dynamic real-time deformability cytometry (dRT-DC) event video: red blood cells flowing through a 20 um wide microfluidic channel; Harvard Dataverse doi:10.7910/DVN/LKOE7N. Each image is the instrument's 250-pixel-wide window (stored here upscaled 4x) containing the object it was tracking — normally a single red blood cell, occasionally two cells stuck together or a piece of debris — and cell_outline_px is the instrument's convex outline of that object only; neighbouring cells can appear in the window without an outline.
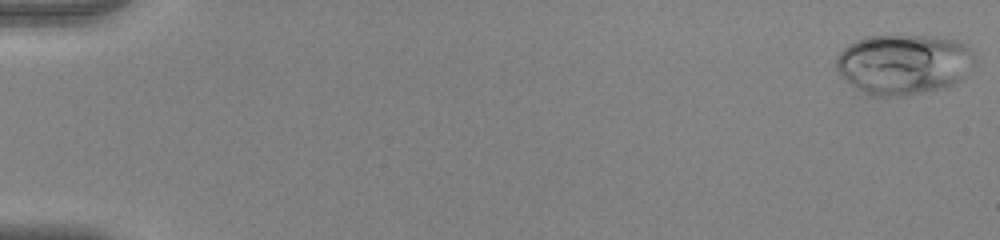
{"species": "human", "species_latin": "Homo sapiens", "temperature_condition": "warm", "stored_images_in_passage": 29, "camera_frame_rate_fps": 3000, "um_per_image_px": 0.085, "donor": {"sex": "female"}, "frame": {"image": 1, "passage_image": 1, "time_ms": 0.0, "image_size_px": [1000, 240], "cell_outline_px": [[976, 64], [960, 80], [944, 88], [908, 96], [868, 96], [844, 80], [836, 68], [836, 56], [848, 44], [864, 36], [936, 36], [956, 40], [972, 48], [976, 60]], "centroid_in_image_um": [76.83, 5.46], "position_along_channel_um": 8.2, "area_um2": 49.42}}
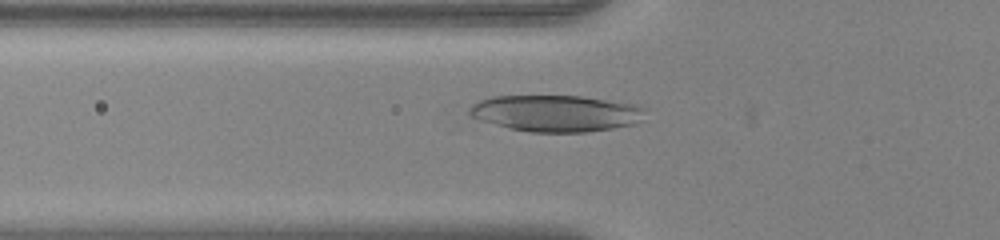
{"frame": {"image": 2, "passage_image": 20, "time_ms": 6.333, "image_size_px": [1000, 240], "cell_outline_px": [[644, 108], [640, 120], [636, 124], [588, 132], [528, 132], [480, 120], [468, 116], [468, 108], [472, 104], [480, 100], [492, 96], [580, 96], [636, 104]], "centroid_in_image_um": [47.23, 9.63], "position_along_channel_um": 78.6, "area_um2": 37.28}}
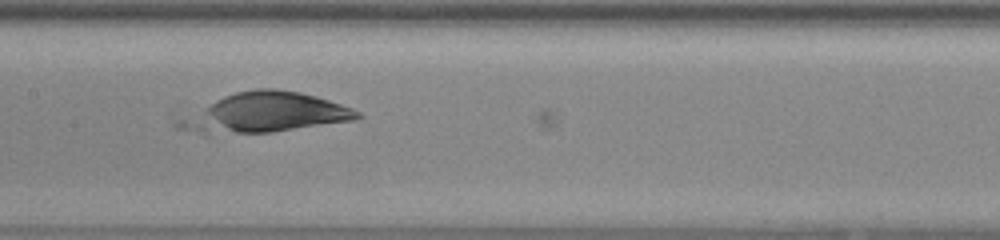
{"frame": {"image": 3, "passage_image": 28, "time_ms": 9.0, "image_size_px": [1000, 240], "cell_outline_px": [[364, 116], [356, 120], [272, 132], [204, 136], [172, 128], [172, 124], [176, 120], [224, 96], [236, 92], [256, 88], [276, 88], [300, 92], [316, 96], [352, 108], [360, 112]], "centroid_in_image_um": [22.43, 9.62], "position_along_channel_um": 185.0, "area_um2": 42.14}}